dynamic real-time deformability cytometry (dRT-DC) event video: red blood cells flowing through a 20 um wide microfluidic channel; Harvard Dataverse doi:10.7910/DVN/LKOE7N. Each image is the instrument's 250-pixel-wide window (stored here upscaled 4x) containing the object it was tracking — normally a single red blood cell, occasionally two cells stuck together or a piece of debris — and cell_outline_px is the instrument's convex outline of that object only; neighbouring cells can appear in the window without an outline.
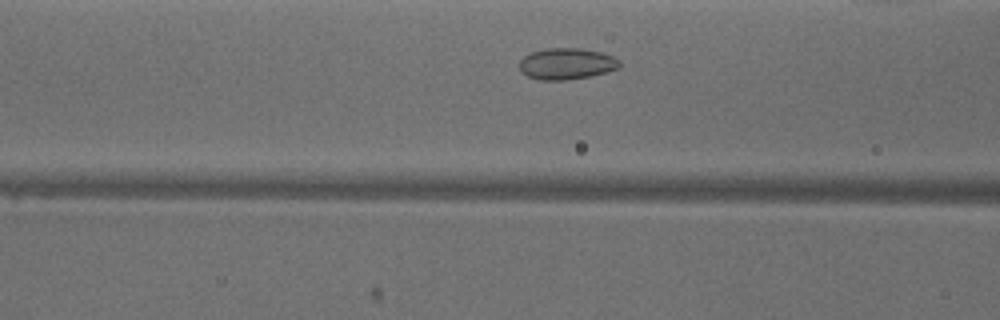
{"species": "common noctule bat (a hibernating species)", "species_latin": "Nyctalus noctula", "temperature_condition": "warm", "stored_images_in_passage": 31, "camera_frame_rate_fps": 3000, "um_per_image_px": 0.085, "animal": {"sex": "male", "body_mass_g": 18.8}, "frame": {"image": 1, "passage_image": 11, "time_ms": 3.333, "image_size_px": [1000, 320], "cell_outline_px": [[620, 68], [592, 76], [564, 80], [540, 80], [528, 76], [520, 68], [520, 60], [524, 56], [532, 52], [548, 48], [580, 48], [600, 52], [612, 56], [620, 60]], "centroid_in_image_um": [48.19, 5.42], "position_along_channel_um": 118.4, "area_um2": 18.21}}
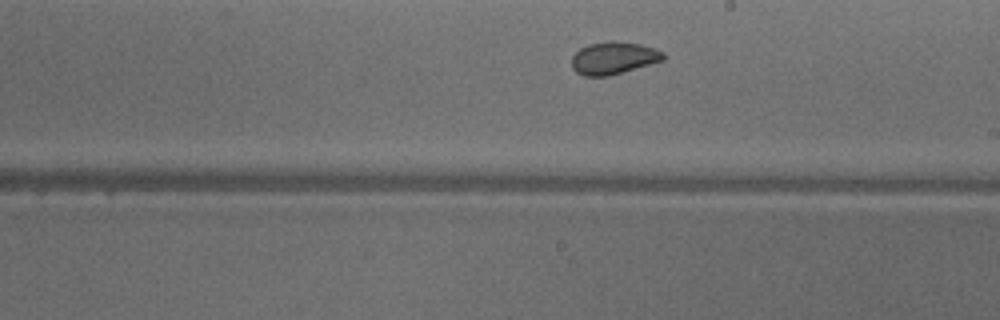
{"frame": {"image": 2, "passage_image": 20, "time_ms": 6.333, "image_size_px": [1000, 320], "cell_outline_px": [[664, 60], [608, 76], [584, 76], [576, 72], [572, 68], [572, 56], [580, 48], [588, 44], [608, 40], [616, 40], [640, 44], [656, 48], [664, 52]], "centroid_in_image_um": [52.15, 4.91], "position_along_channel_um": 236.9, "area_um2": 17.46}}
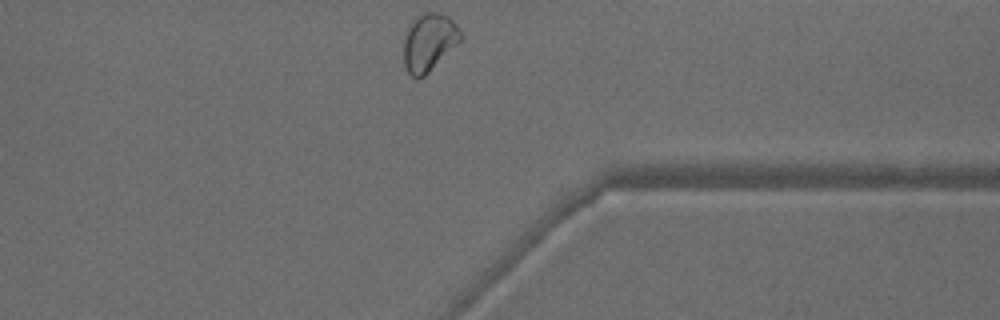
{"frame": {"image": 3, "passage_image": 31, "time_ms": 10.0, "image_size_px": [1000, 320], "cell_outline_px": [[464, 36], [424, 76], [412, 76], [408, 72], [404, 64], [404, 36], [412, 20], [416, 16], [424, 12], [440, 12], [448, 16], [456, 24]], "centroid_in_image_um": [36.46, 3.53], "position_along_channel_um": 374.9, "area_um2": 18.84}, "authors_computed_cell_mechanics": {"area_um2": 17.5712, "velocity_mm_per_s": 3.9466, "shape_relaxation_time_tau1_ms": 10.8174, "shape_relaxation_time_tau2_ms": 1.2995, "deformation_change_tau1": 0.1453, "deformation_change_tau2": 0.0488}}